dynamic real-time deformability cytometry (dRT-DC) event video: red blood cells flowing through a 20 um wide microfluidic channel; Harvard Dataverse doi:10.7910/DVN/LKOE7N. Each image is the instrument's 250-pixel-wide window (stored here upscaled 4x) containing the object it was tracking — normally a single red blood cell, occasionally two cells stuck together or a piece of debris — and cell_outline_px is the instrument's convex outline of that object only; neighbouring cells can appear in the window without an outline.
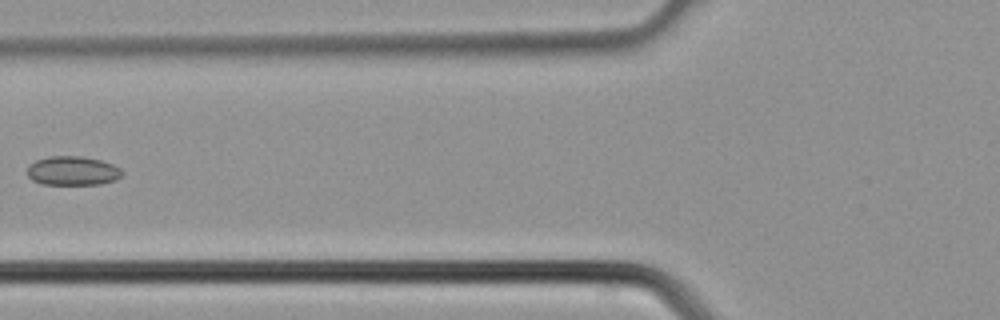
{"species": "common noctule bat (a hibernating species)", "species_latin": "Nyctalus noctula", "temperature_condition": "cold", "stored_images_in_passage": 3, "camera_frame_rate_fps": 3000, "um_per_image_px": 0.085, "animal": {"sex": "male", "body_mass_g": 21.5, "forearm_length_mm": 52.0}, "frame": {"image": 1, "passage_image": 3, "time_ms": 0.667, "image_size_px": [1000, 320], "cell_outline_px": [[124, 172], [116, 180], [100, 184], [44, 184], [32, 180], [28, 176], [28, 164], [36, 160], [48, 156], [80, 156], [100, 160], [112, 164], [120, 168]], "centroid_in_image_um": [6.17, 14.51], "position_along_channel_um": 119.6, "area_um2": 16.07}}